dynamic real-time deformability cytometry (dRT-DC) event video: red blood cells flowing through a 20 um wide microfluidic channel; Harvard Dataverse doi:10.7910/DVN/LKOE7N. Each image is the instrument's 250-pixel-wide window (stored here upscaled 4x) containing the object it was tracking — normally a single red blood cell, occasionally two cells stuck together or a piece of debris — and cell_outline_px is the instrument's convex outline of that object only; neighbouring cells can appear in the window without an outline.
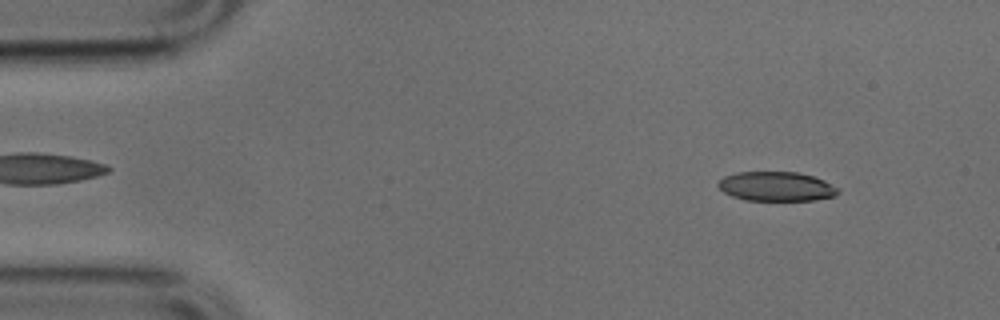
{"species": "common noctule bat (a hibernating species)", "species_latin": "Nyctalus noctula", "temperature_condition": "cold", "stored_images_in_passage": 50, "camera_frame_rate_fps": 3000, "um_per_image_px": 0.085, "animal": {"sex": "male", "body_mass_g": 17.9, "forearm_length_mm": 54.2}, "frame": {"image": 1, "passage_image": 5, "time_ms": 1.333, "image_size_px": [1000, 320], "cell_outline_px": [[840, 192], [836, 196], [812, 200], [744, 200], [732, 196], [724, 192], [716, 184], [724, 176], [736, 172], [796, 172], [812, 176], [824, 180], [840, 188]], "centroid_in_image_um": [66.0, 15.84], "position_along_channel_um": 19.0, "area_um2": 20.58}}
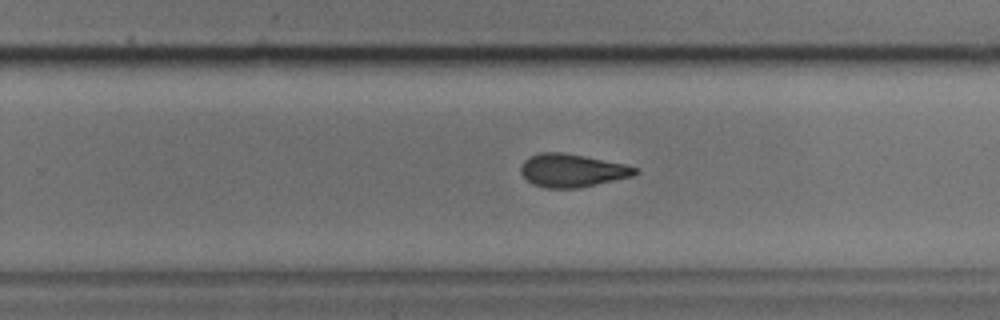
{"frame": {"image": 2, "passage_image": 31, "time_ms": 10.0, "image_size_px": [1000, 320], "cell_outline_px": [[640, 172], [632, 176], [580, 188], [544, 188], [532, 184], [520, 172], [520, 168], [524, 160], [540, 152], [564, 152], [624, 164], [640, 168]], "centroid_in_image_um": [48.64, 14.49], "position_along_channel_um": 281.2, "area_um2": 22.08}}
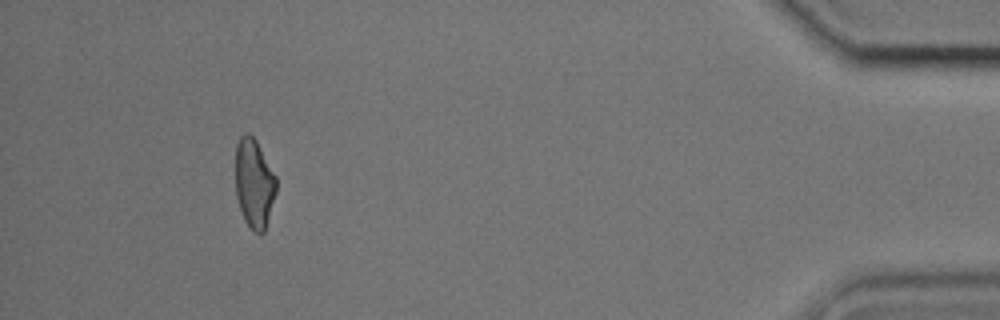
{"frame": {"image": 3, "passage_image": 46, "time_ms": 15.0, "image_size_px": [1000, 320], "cell_outline_px": [[276, 192], [264, 232], [252, 232], [244, 220], [236, 196], [236, 144], [240, 136], [244, 132], [248, 132], [256, 140], [276, 176]], "centroid_in_image_um": [21.59, 15.57], "position_along_channel_um": 413.6, "area_um2": 21.15}}